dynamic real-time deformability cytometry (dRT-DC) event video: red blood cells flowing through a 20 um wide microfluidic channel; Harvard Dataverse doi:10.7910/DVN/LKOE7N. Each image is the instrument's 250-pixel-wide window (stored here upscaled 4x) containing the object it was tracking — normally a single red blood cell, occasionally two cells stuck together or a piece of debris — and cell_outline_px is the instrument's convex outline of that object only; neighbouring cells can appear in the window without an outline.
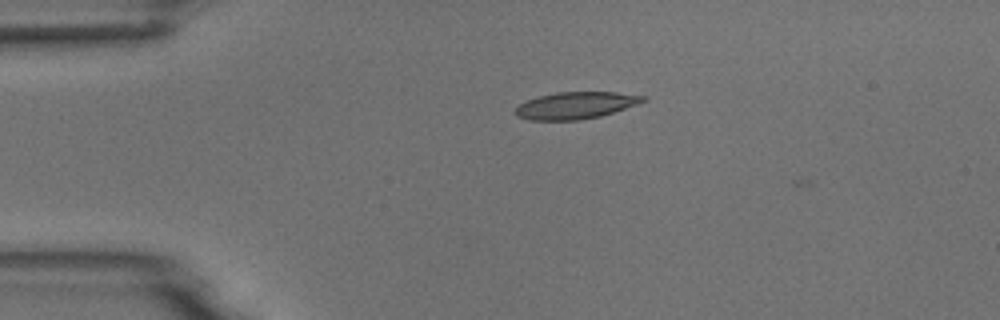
{"species": "common noctule bat (a hibernating species)", "species_latin": "Nyctalus noctula", "temperature_condition": "room temperature", "stored_images_in_passage": 4, "camera_frame_rate_fps": 3000, "um_per_image_px": 0.085, "animal": {"sex": "male", "body_mass_g": 18.8}, "frame": {"image": 1, "passage_image": 3, "time_ms": 3.0, "image_size_px": [1000, 320], "cell_outline_px": [[648, 100], [600, 116], [576, 120], [528, 120], [516, 116], [516, 108], [520, 104], [528, 100], [540, 96], [556, 92], [616, 92], [648, 96]], "centroid_in_image_um": [48.95, 8.95], "position_along_channel_um": 36.1, "area_um2": 19.83}}